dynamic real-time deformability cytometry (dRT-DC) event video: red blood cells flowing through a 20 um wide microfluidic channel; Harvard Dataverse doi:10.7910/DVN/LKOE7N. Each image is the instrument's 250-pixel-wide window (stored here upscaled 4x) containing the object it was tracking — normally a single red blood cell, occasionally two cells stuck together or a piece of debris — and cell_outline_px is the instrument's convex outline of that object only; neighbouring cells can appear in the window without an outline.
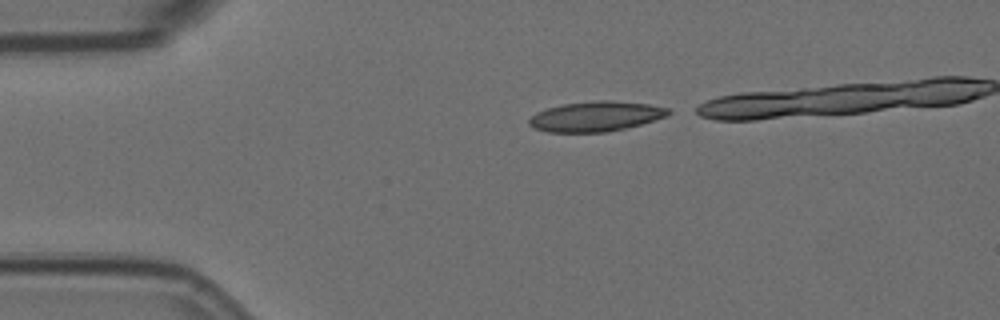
{"species": "Egyptian fruit bat (a non-hibernating species)", "species_latin": "Rousettus aegyptiacus", "temperature_condition": "room temperature", "stored_images_in_passage": 5, "camera_frame_rate_fps": 3000, "um_per_image_px": 0.085, "animal": {"sex": "female"}, "frame": {"image": 1, "passage_image": 5, "time_ms": 1.333, "image_size_px": [1000, 320], "cell_outline_px": [[672, 112], [664, 116], [640, 124], [624, 128], [604, 132], [548, 132], [532, 128], [528, 124], [528, 120], [536, 112], [548, 108], [564, 104], [596, 100], [608, 100], [648, 104], [668, 108]], "centroid_in_image_um": [50.58, 9.89], "position_along_channel_um": 34.4, "area_um2": 24.1}}